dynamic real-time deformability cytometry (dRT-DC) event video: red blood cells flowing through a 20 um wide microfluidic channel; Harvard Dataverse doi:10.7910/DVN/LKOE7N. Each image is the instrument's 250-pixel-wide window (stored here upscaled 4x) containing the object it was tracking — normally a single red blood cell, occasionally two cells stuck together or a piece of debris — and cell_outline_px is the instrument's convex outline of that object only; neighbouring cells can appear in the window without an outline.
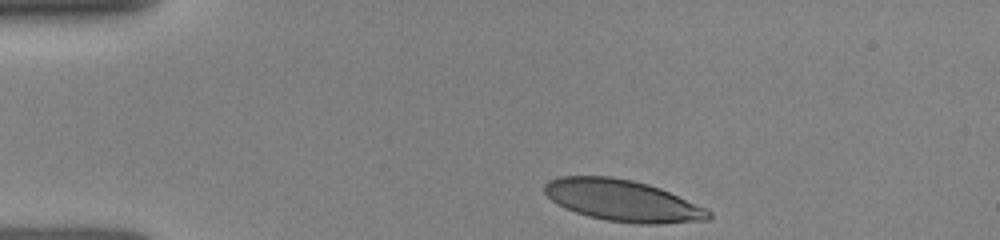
{"species": "human", "species_latin": "Homo sapiens", "temperature_condition": "room temperature", "stored_images_in_passage": 20, "camera_frame_rate_fps": 3000, "um_per_image_px": 0.085, "donor": {"sex": "female"}, "frame": {"image": 1, "passage_image": 1, "time_ms": 0.0, "image_size_px": [1000, 240], "cell_outline_px": [[712, 216], [708, 220], [656, 224], [636, 224], [604, 220], [588, 216], [564, 208], [556, 204], [544, 192], [544, 184], [548, 180], [560, 176], [612, 176], [632, 180], [648, 184], [660, 188], [708, 208], [712, 212]], "centroid_in_image_um": [52.93, 17.05], "position_along_channel_um": 32.1, "area_um2": 40.0}}
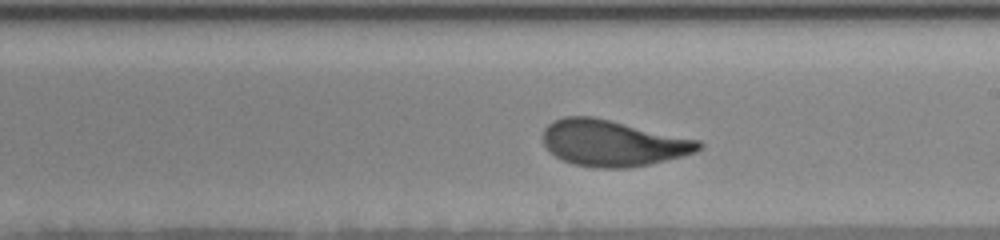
{"frame": {"image": 2, "passage_image": 12, "time_ms": 6.333, "image_size_px": [1000, 240], "cell_outline_px": [[704, 144], [696, 152], [648, 164], [628, 168], [596, 168], [572, 164], [560, 160], [544, 144], [544, 128], [552, 120], [564, 116], [592, 116], [700, 140]], "centroid_in_image_um": [52.06, 12.16], "position_along_channel_um": 236.9, "area_um2": 41.73}}
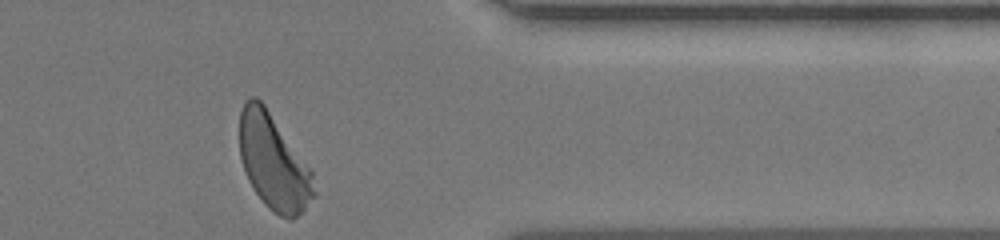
{"frame": {"image": 3, "passage_image": 20, "time_ms": 10.333, "image_size_px": [1000, 240], "cell_outline_px": [[316, 196], [292, 220], [288, 220], [272, 212], [264, 204], [248, 180], [240, 156], [240, 112], [244, 104], [252, 96], [256, 96], [264, 104], [312, 168], [316, 192]], "centroid_in_image_um": [23.29, 13.8], "position_along_channel_um": 388.1, "area_um2": 41.5}}